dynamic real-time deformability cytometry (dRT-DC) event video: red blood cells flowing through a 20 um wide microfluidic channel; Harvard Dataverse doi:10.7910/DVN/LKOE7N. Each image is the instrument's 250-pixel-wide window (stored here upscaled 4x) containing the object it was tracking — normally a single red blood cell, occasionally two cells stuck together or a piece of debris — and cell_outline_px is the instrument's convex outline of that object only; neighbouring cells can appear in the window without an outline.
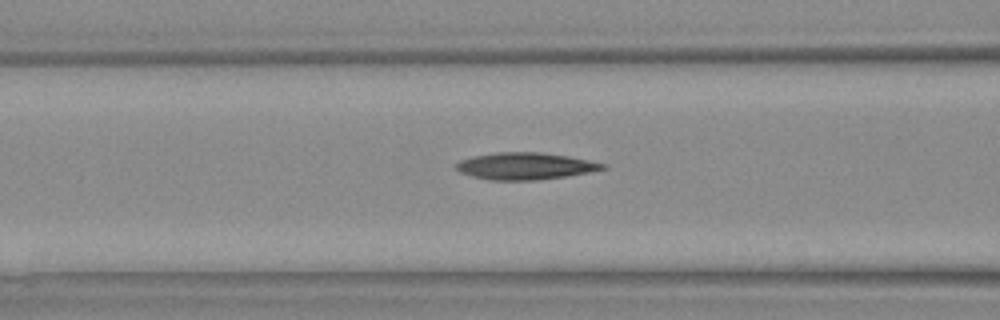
{"species": "Egyptian fruit bat (a non-hibernating species)", "species_latin": "Rousettus aegyptiacus", "temperature_condition": "warm", "stored_images_in_passage": 23, "camera_frame_rate_fps": 3000, "um_per_image_px": 0.085, "animal": {"sex": "female"}, "frame": {"image": 1, "passage_image": 4, "time_ms": 1.0, "image_size_px": [1000, 320], "cell_outline_px": [[608, 168], [588, 172], [564, 176], [532, 180], [492, 180], [472, 176], [460, 172], [456, 168], [456, 164], [460, 160], [472, 156], [496, 152], [540, 152], [568, 156], [608, 164]], "centroid_in_image_um": [44.64, 14.1], "position_along_channel_um": 122.0, "area_um2": 22.83}}
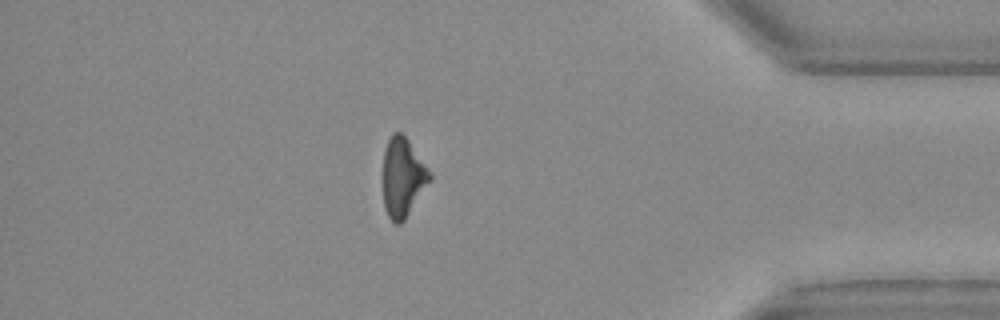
{"frame": {"image": 2, "passage_image": 20, "time_ms": 6.333, "image_size_px": [1000, 320], "cell_outline_px": [[432, 180], [404, 220], [400, 224], [396, 224], [388, 216], [384, 208], [384, 148], [392, 132], [400, 132], [408, 140], [432, 172]], "centroid_in_image_um": [34.26, 15.07], "position_along_channel_um": 400.9, "area_um2": 21.56}}